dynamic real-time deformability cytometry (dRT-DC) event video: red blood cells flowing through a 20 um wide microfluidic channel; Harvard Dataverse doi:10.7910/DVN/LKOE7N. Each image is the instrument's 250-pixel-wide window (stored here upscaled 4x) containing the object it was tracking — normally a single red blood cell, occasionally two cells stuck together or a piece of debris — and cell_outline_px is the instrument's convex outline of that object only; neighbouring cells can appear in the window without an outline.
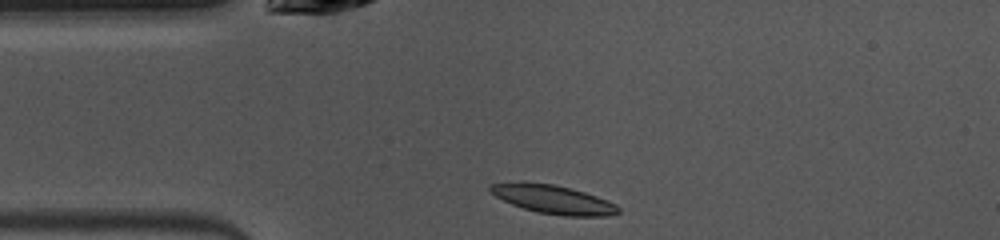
{"species": "common noctule bat (a hibernating species)", "species_latin": "Nyctalus noctula", "temperature_condition": "warm", "stored_images_in_passage": 40, "camera_frame_rate_fps": 3000, "um_per_image_px": 0.085, "animal": {"sex": "female", "body_mass_g": 10.0, "forearm_length_mm": 53.1}, "frame": {"image": 1, "passage_image": 1, "time_ms": 0.0, "image_size_px": [1000, 240], "cell_outline_px": [[620, 212], [608, 216], [564, 216], [536, 212], [512, 204], [496, 196], [488, 188], [488, 184], [520, 180], [524, 180], [552, 184], [584, 192], [608, 200], [616, 204], [620, 208]], "centroid_in_image_um": [46.99, 16.93], "position_along_channel_um": 38.0, "area_um2": 21.62}}
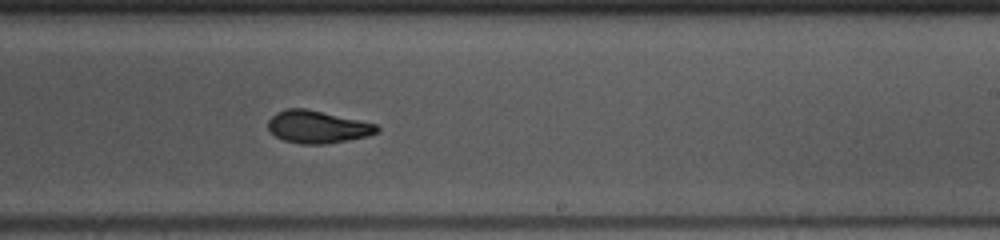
{"frame": {"image": 2, "passage_image": 19, "time_ms": 6.0, "image_size_px": [1000, 240], "cell_outline_px": [[380, 132], [368, 136], [328, 144], [300, 144], [284, 140], [276, 136], [268, 128], [268, 120], [276, 112], [288, 108], [304, 108], [376, 124], [380, 128]], "centroid_in_image_um": [26.99, 10.79], "position_along_channel_um": 262.0, "area_um2": 20.52}}
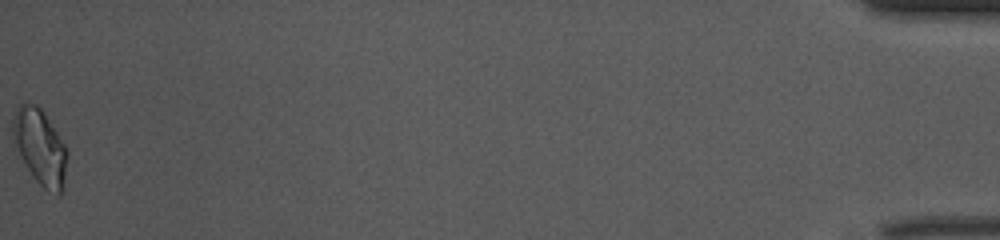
{"frame": {"image": 3, "passage_image": 40, "time_ms": 13.0, "image_size_px": [1000, 240], "cell_outline_px": [[68, 156], [64, 188], [60, 196], [56, 196], [48, 192], [36, 180], [12, 144], [12, 116], [20, 104], [36, 104], [44, 112], [68, 148]], "centroid_in_image_um": [3.43, 12.52], "position_along_channel_um": 431.8, "area_um2": 24.45}, "authors_computed_cell_mechanics": {"area_um2": 20.8658, "velocity_mm_per_s": 3.9996, "shape_relaxation_time_tau1_ms": 7.0157, "shape_relaxation_time_tau2_ms": 3.0079, "deformation_change_tau1": 0.1974, "deformation_change_tau2": 0.0831}}